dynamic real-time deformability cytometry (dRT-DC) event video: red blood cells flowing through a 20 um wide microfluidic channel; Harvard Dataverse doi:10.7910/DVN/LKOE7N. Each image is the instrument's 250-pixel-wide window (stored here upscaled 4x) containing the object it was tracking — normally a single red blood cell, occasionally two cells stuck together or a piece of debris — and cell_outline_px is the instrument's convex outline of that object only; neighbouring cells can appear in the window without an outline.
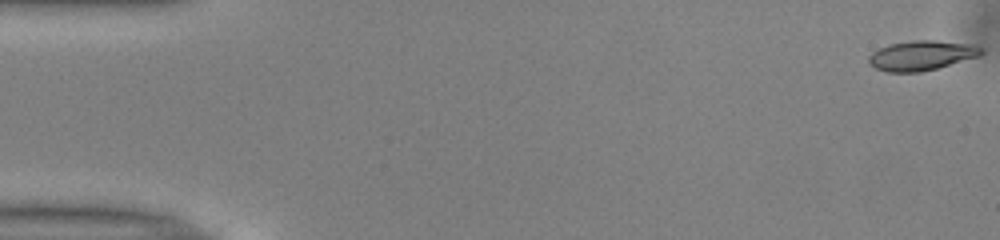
{"species": "common noctule bat (a hibernating species)", "species_latin": "Nyctalus noctula", "temperature_condition": "warm", "stored_images_in_passage": 42, "camera_frame_rate_fps": 3000, "um_per_image_px": 0.085, "animal": {"sex": "male", "body_mass_g": 13.0, "forearm_length_mm": 53.1}, "frame": {"image": 1, "passage_image": 1, "time_ms": 0.0, "image_size_px": [1000, 240], "cell_outline_px": [[984, 52], [980, 56], [936, 68], [920, 72], [888, 72], [876, 68], [868, 64], [868, 56], [872, 52], [888, 44], [912, 40], [936, 40], [976, 44]], "centroid_in_image_um": [78.33, 4.7], "position_along_channel_um": 6.7, "area_um2": 19.65}}
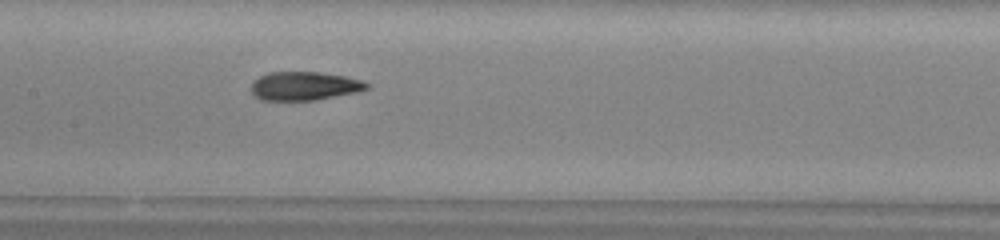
{"frame": {"image": 2, "passage_image": 25, "time_ms": 8.0, "image_size_px": [1000, 240], "cell_outline_px": [[372, 88], [356, 92], [312, 100], [260, 100], [252, 92], [252, 80], [268, 72], [320, 72], [344, 76], [360, 80], [372, 84]], "centroid_in_image_um": [25.89, 7.3], "position_along_channel_um": 181.5, "area_um2": 19.25}}
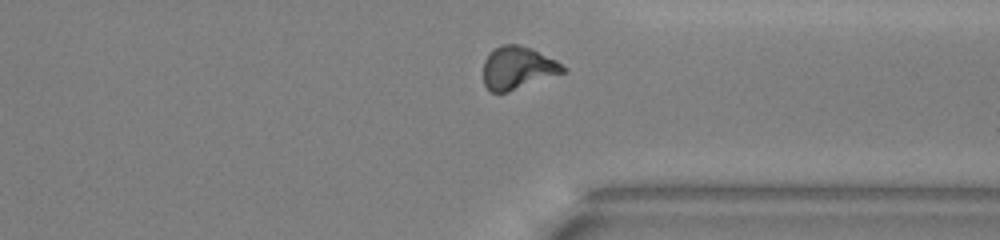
{"frame": {"image": 3, "passage_image": 39, "time_ms": 12.667, "image_size_px": [1000, 240], "cell_outline_px": [[568, 68], [564, 72], [508, 92], [492, 92], [484, 84], [484, 60], [496, 48], [504, 44], [520, 44], [556, 60]], "centroid_in_image_um": [44.01, 5.77], "position_along_channel_um": 367.4, "area_um2": 19.42}, "authors_computed_cell_mechanics": {"area_um2": 19.5075, "velocity_mm_per_s": 4.0124, "shape_relaxation_time_tau1_ms": 4.3098, "shape_relaxation_time_tau2_ms": 1.9385, "deformation_change_tau1": 0.1827, "deformation_change_tau2": 0.1047}}